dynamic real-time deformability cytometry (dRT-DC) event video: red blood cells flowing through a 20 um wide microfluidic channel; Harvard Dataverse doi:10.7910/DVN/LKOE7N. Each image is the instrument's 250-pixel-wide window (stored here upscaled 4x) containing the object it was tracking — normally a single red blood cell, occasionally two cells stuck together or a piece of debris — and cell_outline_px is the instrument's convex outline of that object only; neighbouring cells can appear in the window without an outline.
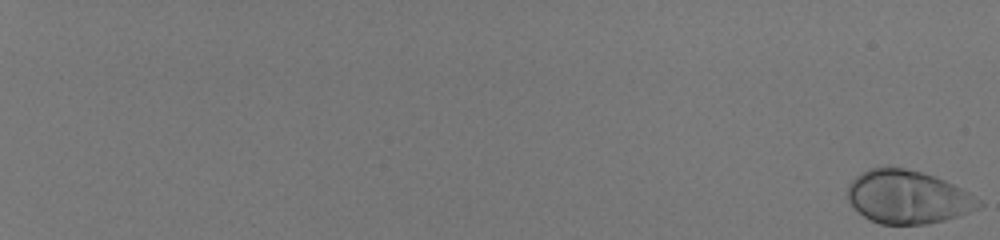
{"species": "human", "species_latin": "Homo sapiens", "temperature_condition": "room temperature", "stored_images_in_passage": 59, "camera_frame_rate_fps": 3000, "um_per_image_px": 0.085, "donor": {"sex": "male"}, "frame": {"image": 1, "passage_image": 1, "time_ms": 0.0, "image_size_px": [1000, 240], "cell_outline_px": [[984, 204], [980, 208], [944, 220], [928, 224], [880, 224], [864, 216], [848, 200], [848, 184], [860, 172], [868, 168], [888, 164], [936, 176], [968, 192], [980, 200]], "centroid_in_image_um": [77.14, 16.71], "position_along_channel_um": 7.9, "area_um2": 40.86}}
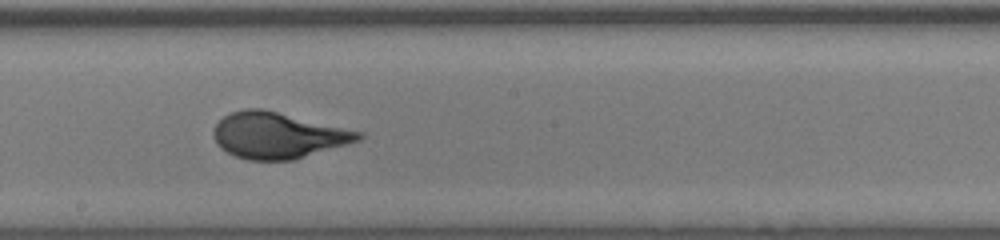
{"frame": {"image": 2, "passage_image": 40, "time_ms": 13.0, "image_size_px": [1000, 240], "cell_outline_px": [[364, 136], [360, 140], [348, 144], [292, 160], [248, 160], [236, 156], [220, 148], [216, 144], [212, 136], [212, 132], [216, 124], [224, 116], [232, 112], [244, 108], [260, 108], [364, 132]], "centroid_in_image_um": [23.6, 11.51], "position_along_channel_um": 224.6, "area_um2": 38.78}}
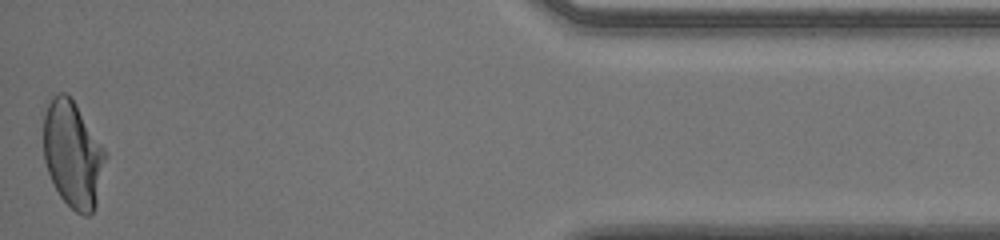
{"frame": {"image": 3, "passage_image": 59, "time_ms": 19.333, "image_size_px": [1000, 240], "cell_outline_px": [[108, 156], [96, 204], [92, 212], [88, 216], [84, 216], [76, 212], [60, 196], [48, 172], [44, 160], [40, 112], [52, 96], [60, 92], [64, 92], [76, 104], [108, 152]], "centroid_in_image_um": [6.16, 13.05], "position_along_channel_um": 429.0, "area_um2": 39.48}, "authors_computed_cell_mechanics": {"area_um2": 38.4948, "velocity_mm_per_s": 4.0142, "shape_relaxation_time_tau1_ms": 4.0, "shape_relaxation_time_tau2_ms": null, "deformation_change_tau1": 0.1923, "deformation_change_tau2": null}}